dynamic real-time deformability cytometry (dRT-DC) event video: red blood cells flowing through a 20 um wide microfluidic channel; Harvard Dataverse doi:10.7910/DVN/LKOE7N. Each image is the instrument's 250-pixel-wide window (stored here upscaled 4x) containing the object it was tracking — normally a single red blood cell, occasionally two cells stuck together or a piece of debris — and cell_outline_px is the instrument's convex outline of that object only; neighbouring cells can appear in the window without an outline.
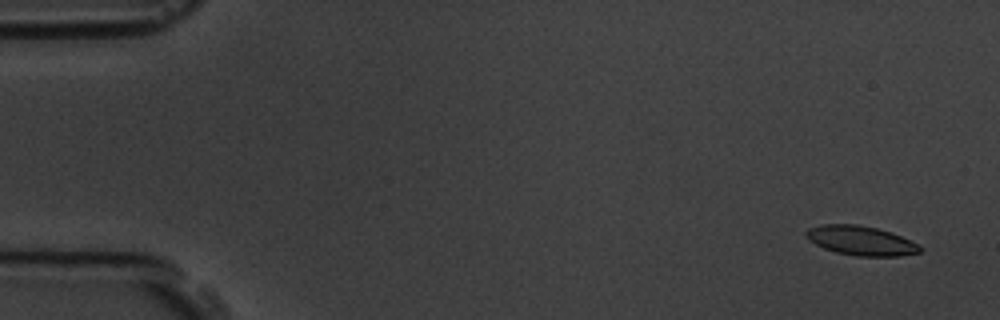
{"species": "common noctule bat (a hibernating species)", "species_latin": "Nyctalus noctula", "temperature_condition": "room temperature", "stored_images_in_passage": 6, "camera_frame_rate_fps": 3000, "um_per_image_px": 0.085, "animal": {"sex": "male", "body_mass_g": 19.5, "forearm_length_mm": 54.6}, "frame": {"image": 1, "passage_image": 1, "time_ms": 0.0, "image_size_px": [1000, 320], "cell_outline_px": [[924, 248], [920, 252], [900, 256], [856, 256], [836, 252], [824, 248], [808, 240], [804, 236], [804, 232], [808, 228], [820, 224], [856, 224], [876, 228], [892, 232]], "centroid_in_image_um": [73.13, 20.45], "position_along_channel_um": 11.9, "area_um2": 19.54}}
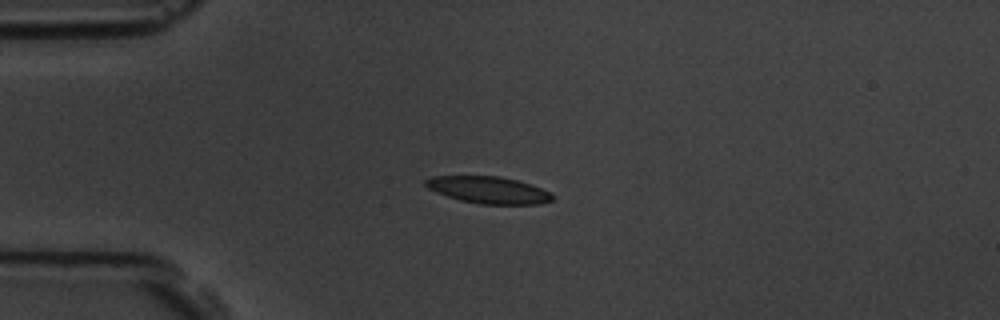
{"frame": {"image": 2, "passage_image": 4, "time_ms": 3.667, "image_size_px": [1000, 320], "cell_outline_px": [[552, 200], [540, 204], [480, 204], [460, 200], [436, 192], [428, 188], [424, 184], [424, 180], [432, 176], [500, 176], [516, 180], [540, 188], [548, 192], [552, 196]], "centroid_in_image_um": [41.47, 16.14], "position_along_channel_um": 43.5, "area_um2": 19.65}}
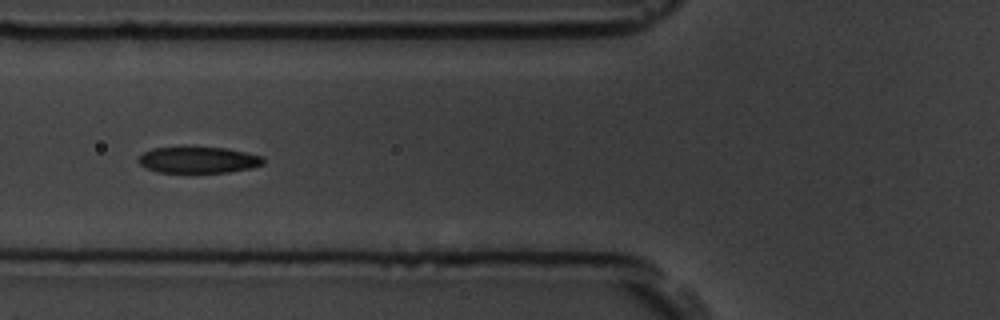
{"frame": {"image": 3, "passage_image": 6, "time_ms": 6.0, "image_size_px": [1000, 320], "cell_outline_px": [[264, 164], [252, 168], [228, 172], [156, 172], [144, 168], [136, 160], [144, 152], [152, 148], [184, 144], [228, 148], [248, 152], [264, 156]], "centroid_in_image_um": [16.84, 13.54], "position_along_channel_um": 109.0, "area_um2": 20.23}}